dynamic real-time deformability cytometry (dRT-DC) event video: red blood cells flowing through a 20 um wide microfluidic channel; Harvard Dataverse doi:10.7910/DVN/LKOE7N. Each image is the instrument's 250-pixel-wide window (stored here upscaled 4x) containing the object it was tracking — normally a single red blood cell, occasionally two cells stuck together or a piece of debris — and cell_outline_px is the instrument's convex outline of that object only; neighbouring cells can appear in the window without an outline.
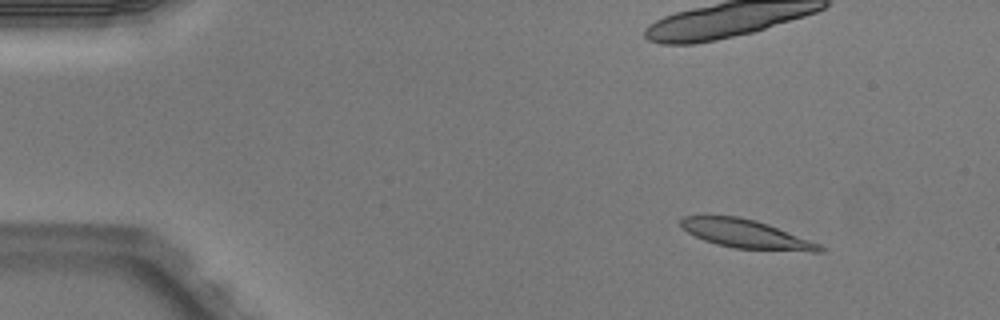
{"species": "Egyptian fruit bat (a non-hibernating species)", "species_latin": "Rousettus aegyptiacus", "temperature_condition": "warm", "stored_images_in_passage": 4, "camera_frame_rate_fps": 3000, "um_per_image_px": 0.085, "animal": {"sex": "male"}, "frame": {"image": 1, "passage_image": 1, "time_ms": 0.0, "image_size_px": [1000, 320], "cell_outline_px": [[824, 252], [812, 252], [732, 248], [716, 244], [704, 240], [688, 232], [680, 224], [680, 220], [684, 216], [736, 216], [756, 220], [768, 224], [820, 244], [824, 248]], "centroid_in_image_um": [63.44, 19.9], "position_along_channel_um": 21.6, "area_um2": 23.0}}